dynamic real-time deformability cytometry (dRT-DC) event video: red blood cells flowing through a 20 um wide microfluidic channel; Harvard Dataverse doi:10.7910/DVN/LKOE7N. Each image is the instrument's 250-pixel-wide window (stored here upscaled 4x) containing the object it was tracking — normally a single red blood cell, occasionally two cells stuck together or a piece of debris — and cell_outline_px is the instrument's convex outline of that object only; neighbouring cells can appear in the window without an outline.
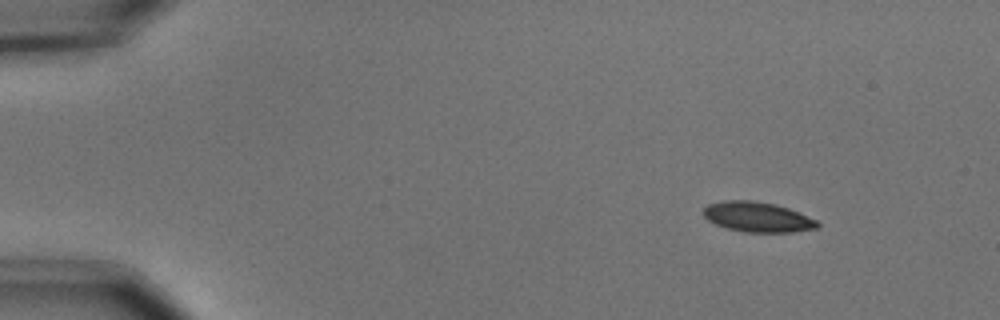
{"species": "common noctule bat (a hibernating species)", "species_latin": "Nyctalus noctula", "temperature_condition": "cold", "stored_images_in_passage": 49, "camera_frame_rate_fps": 3000, "um_per_image_px": 0.085, "animal": {"sex": "male", "body_mass_g": 15.6}, "frame": {"image": 1, "passage_image": 1, "time_ms": 0.0, "image_size_px": [1000, 320], "cell_outline_px": [[820, 224], [816, 228], [792, 232], [748, 232], [728, 228], [716, 224], [708, 220], [704, 216], [704, 208], [708, 204], [724, 200], [752, 200], [776, 204], [788, 208], [816, 220]], "centroid_in_image_um": [64.38, 18.43], "position_along_channel_um": 20.6, "area_um2": 19.77}}
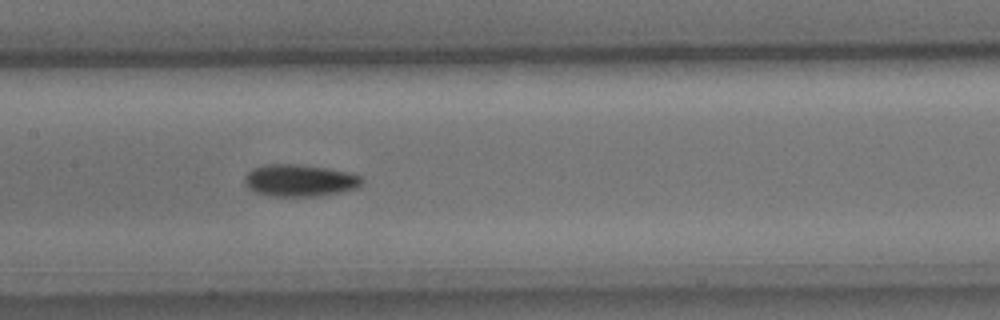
{"frame": {"image": 2, "passage_image": 22, "time_ms": 7.0, "image_size_px": [1000, 320], "cell_outline_px": [[364, 180], [356, 188], [344, 192], [320, 196], [272, 196], [256, 192], [248, 188], [244, 180], [244, 176], [252, 168], [268, 164], [300, 164], [324, 168], [344, 172], [360, 176]], "centroid_in_image_um": [25.45, 15.34], "position_along_channel_um": 182.0, "area_um2": 21.79}}
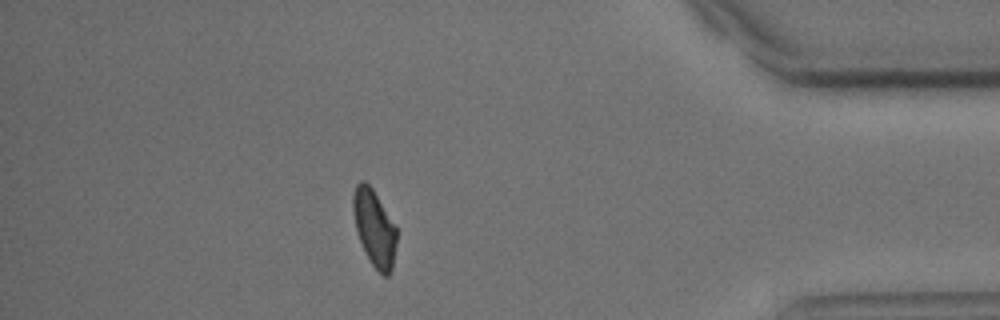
{"frame": {"image": 3, "passage_image": 43, "time_ms": 14.0, "image_size_px": [1000, 320], "cell_outline_px": [[396, 244], [392, 268], [388, 276], [384, 276], [372, 264], [364, 252], [356, 228], [352, 212], [352, 196], [356, 184], [360, 180], [364, 180], [372, 188], [396, 228]], "centroid_in_image_um": [31.79, 19.36], "position_along_channel_um": 403.4, "area_um2": 19.13}, "authors_computed_cell_mechanics": {"area_um2": 20.7502, "velocity_mm_per_s": 3.6799, "shape_relaxation_time_tau1_ms": 2.7534, "shape_relaxation_time_tau2_ms": 5.1797, "deformation_change_tau1": 0.1381, "deformation_change_tau2": 0.1076}}